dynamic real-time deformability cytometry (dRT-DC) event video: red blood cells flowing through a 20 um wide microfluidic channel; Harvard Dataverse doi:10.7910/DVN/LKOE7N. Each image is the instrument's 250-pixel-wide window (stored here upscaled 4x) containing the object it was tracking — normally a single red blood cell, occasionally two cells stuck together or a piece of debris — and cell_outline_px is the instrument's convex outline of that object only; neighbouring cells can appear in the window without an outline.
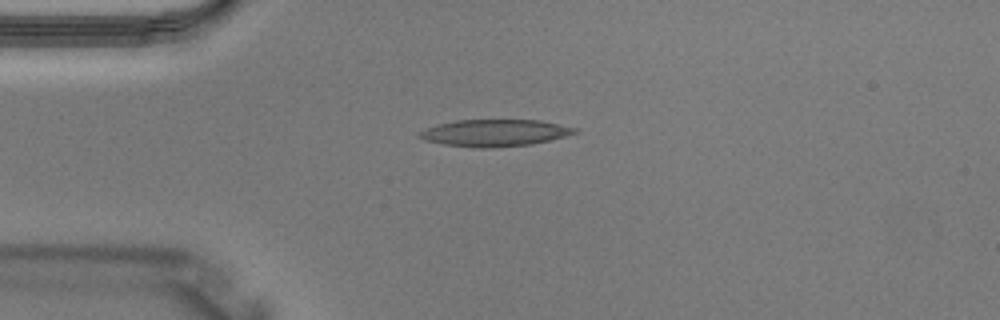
{"species": "Egyptian fruit bat (a non-hibernating species)", "species_latin": "Rousettus aegyptiacus", "temperature_condition": "warm", "stored_images_in_passage": 2, "camera_frame_rate_fps": 3000, "um_per_image_px": 0.085, "animal": {"sex": "male"}, "frame": {"image": 1, "passage_image": 1, "time_ms": 0.0, "image_size_px": [1000, 320], "cell_outline_px": [[580, 132], [532, 144], [488, 148], [480, 148], [444, 144], [424, 140], [416, 136], [424, 128], [436, 124], [456, 120], [540, 120], [580, 128]], "centroid_in_image_um": [42.05, 11.28], "position_along_channel_um": 42.9, "area_um2": 24.45}}
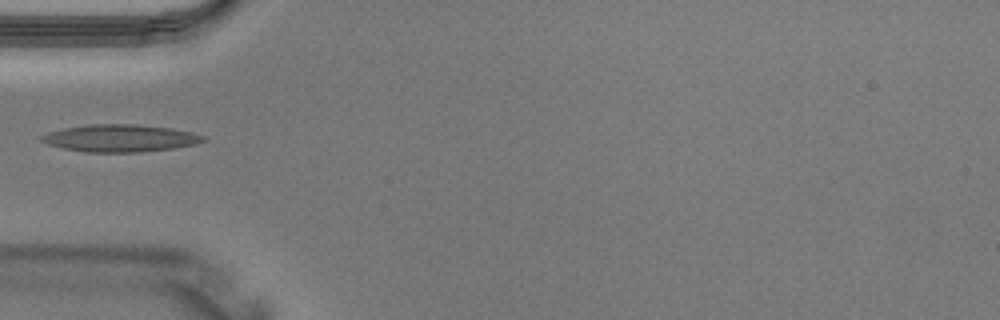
{"frame": {"image": 2, "passage_image": 2, "time_ms": 0.333, "image_size_px": [1000, 320], "cell_outline_px": [[208, 140], [196, 144], [172, 148], [140, 152], [84, 152], [64, 148], [48, 144], [40, 140], [40, 136], [48, 132], [64, 128], [88, 124], [136, 124], [172, 128], [192, 132], [208, 136]], "centroid_in_image_um": [10.26, 11.74], "position_along_channel_um": 74.7, "area_um2": 25.89}}